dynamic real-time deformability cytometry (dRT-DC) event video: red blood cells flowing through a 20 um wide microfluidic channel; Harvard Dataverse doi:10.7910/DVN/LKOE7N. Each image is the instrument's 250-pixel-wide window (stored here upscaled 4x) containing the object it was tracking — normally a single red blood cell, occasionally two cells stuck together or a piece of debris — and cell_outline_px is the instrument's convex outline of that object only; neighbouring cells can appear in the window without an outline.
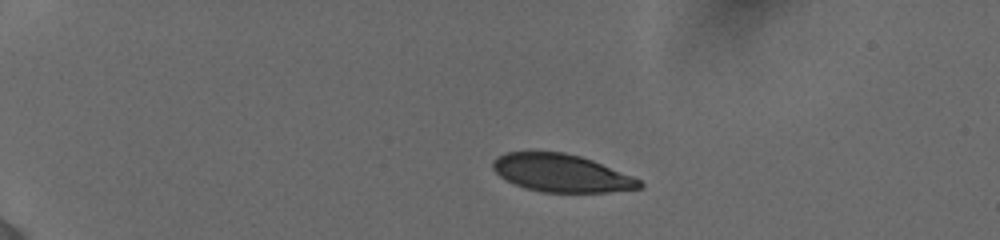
{"species": "human", "species_latin": "Homo sapiens", "temperature_condition": "cold", "stored_images_in_passage": 28, "camera_frame_rate_fps": 3000, "um_per_image_px": 0.085, "donor": {"sex": "female"}, "frame": {"image": 1, "passage_image": 1, "time_ms": 0.0, "image_size_px": [1000, 240], "cell_outline_px": [[644, 184], [640, 188], [608, 192], [540, 192], [524, 188], [500, 176], [492, 168], [492, 160], [496, 156], [504, 152], [564, 152], [580, 156], [592, 160], [632, 176], [640, 180]], "centroid_in_image_um": [47.69, 14.71], "position_along_channel_um": 37.3, "area_um2": 32.14}}
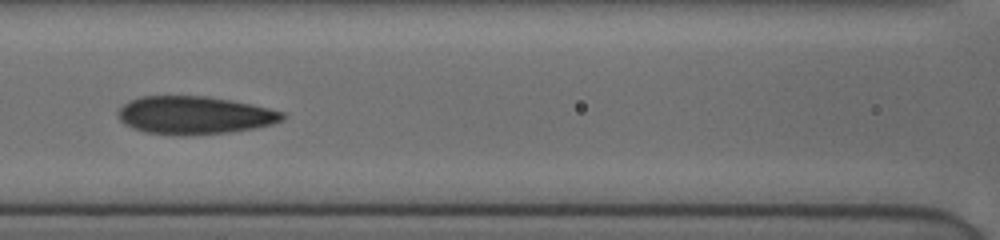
{"frame": {"image": 2, "passage_image": 17, "time_ms": 5.0, "image_size_px": [1000, 240], "cell_outline_px": [[284, 120], [272, 124], [252, 128], [228, 132], [188, 136], [172, 136], [144, 132], [132, 128], [124, 124], [116, 116], [120, 108], [128, 100], [140, 96], [208, 96], [268, 108], [284, 112]], "centroid_in_image_um": [16.46, 9.81], "position_along_channel_um": 150.1, "area_um2": 36.53}}
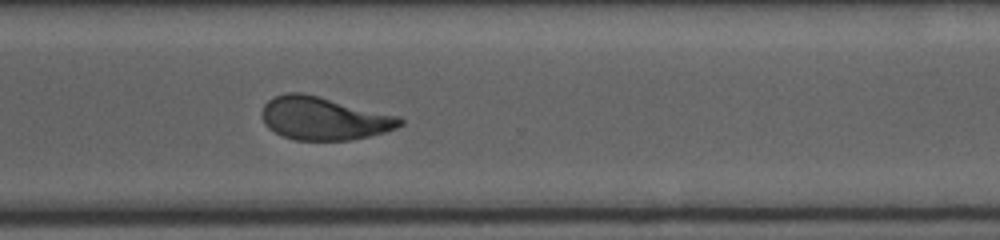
{"frame": {"image": 3, "passage_image": 28, "time_ms": 10.0, "image_size_px": [1000, 240], "cell_outline_px": [[404, 124], [396, 128], [384, 132], [368, 136], [348, 140], [296, 140], [284, 136], [268, 128], [264, 124], [260, 112], [264, 104], [272, 96], [288, 92], [304, 92], [400, 116], [404, 120]], "centroid_in_image_um": [27.51, 10.04], "position_along_channel_um": 343.1, "area_um2": 34.91}}